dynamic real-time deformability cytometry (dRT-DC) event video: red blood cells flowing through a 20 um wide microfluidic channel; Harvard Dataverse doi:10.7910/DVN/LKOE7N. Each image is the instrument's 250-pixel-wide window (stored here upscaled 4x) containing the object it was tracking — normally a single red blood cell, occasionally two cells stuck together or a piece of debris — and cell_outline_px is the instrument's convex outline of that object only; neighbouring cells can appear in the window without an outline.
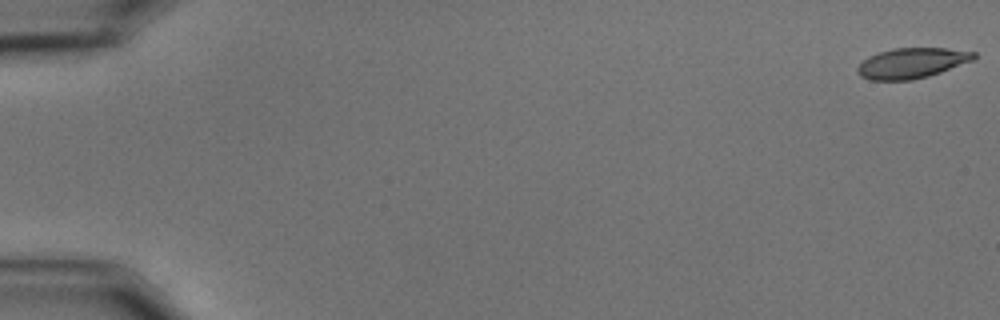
{"species": "common noctule bat (a hibernating species)", "species_latin": "Nyctalus noctula", "temperature_condition": "cold", "stored_images_in_passage": 58, "camera_frame_rate_fps": 3000, "um_per_image_px": 0.085, "animal": {"sex": "male", "body_mass_g": 15.6}, "frame": {"image": 1, "passage_image": 1, "time_ms": 0.0, "image_size_px": [1000, 320], "cell_outline_px": [[976, 56], [972, 60], [940, 72], [928, 76], [912, 80], [872, 80], [860, 76], [856, 68], [868, 56], [892, 48], [944, 48], [976, 52]], "centroid_in_image_um": [77.48, 5.36], "position_along_channel_um": 7.5, "area_um2": 20.35}}
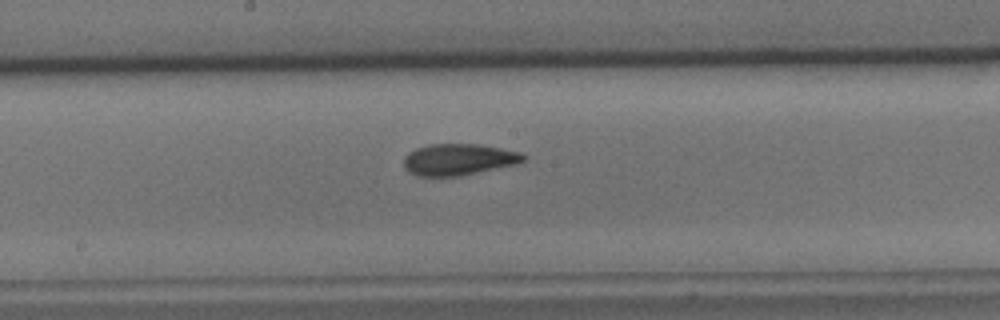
{"frame": {"image": 2, "passage_image": 32, "time_ms": 10.333, "image_size_px": [1000, 320], "cell_outline_px": [[528, 156], [524, 160], [516, 164], [460, 176], [416, 176], [408, 172], [404, 168], [404, 156], [408, 152], [416, 148], [428, 144], [480, 144], [520, 152]], "centroid_in_image_um": [38.95, 13.55], "position_along_channel_um": 209.2, "area_um2": 22.08}}
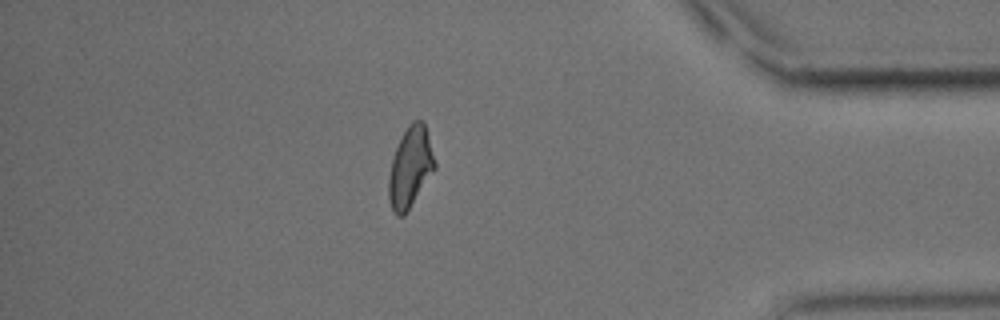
{"frame": {"image": 3, "passage_image": 51, "time_ms": 16.667, "image_size_px": [1000, 320], "cell_outline_px": [[436, 168], [404, 216], [396, 216], [392, 212], [388, 200], [388, 176], [392, 160], [396, 148], [408, 124], [412, 120], [424, 120], [436, 164]], "centroid_in_image_um": [34.86, 14.24], "position_along_channel_um": 400.3, "area_um2": 21.68}, "authors_computed_cell_mechanics": {"area_um2": 21.386, "velocity_mm_per_s": 3.4958, "shape_relaxation_time_tau1_ms": 5.3294, "shape_relaxation_time_tau2_ms": 2.7212, "deformation_change_tau1": 0.1541, "deformation_change_tau2": 0.0871}}